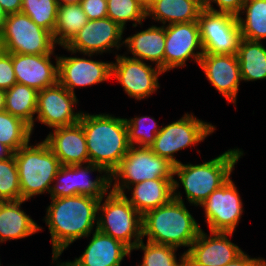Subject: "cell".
Masks as SVG:
<instances>
[{"label": "cell", "instance_id": "15", "mask_svg": "<svg viewBox=\"0 0 266 266\" xmlns=\"http://www.w3.org/2000/svg\"><path fill=\"white\" fill-rule=\"evenodd\" d=\"M203 54L197 21L166 25L164 73L187 66L189 58L198 64Z\"/></svg>", "mask_w": 266, "mask_h": 266}, {"label": "cell", "instance_id": "48", "mask_svg": "<svg viewBox=\"0 0 266 266\" xmlns=\"http://www.w3.org/2000/svg\"><path fill=\"white\" fill-rule=\"evenodd\" d=\"M254 266H266V260L261 258Z\"/></svg>", "mask_w": 266, "mask_h": 266}, {"label": "cell", "instance_id": "28", "mask_svg": "<svg viewBox=\"0 0 266 266\" xmlns=\"http://www.w3.org/2000/svg\"><path fill=\"white\" fill-rule=\"evenodd\" d=\"M245 15V19L241 16ZM238 22L241 38L254 41L266 39V0H245Z\"/></svg>", "mask_w": 266, "mask_h": 266}, {"label": "cell", "instance_id": "9", "mask_svg": "<svg viewBox=\"0 0 266 266\" xmlns=\"http://www.w3.org/2000/svg\"><path fill=\"white\" fill-rule=\"evenodd\" d=\"M215 128L211 123L195 117L193 113H185L179 120L163 125L149 148L156 155L177 165L181 161L176 159L175 153L203 142Z\"/></svg>", "mask_w": 266, "mask_h": 266}, {"label": "cell", "instance_id": "21", "mask_svg": "<svg viewBox=\"0 0 266 266\" xmlns=\"http://www.w3.org/2000/svg\"><path fill=\"white\" fill-rule=\"evenodd\" d=\"M49 132L44 141L57 156L61 165L89 163L86 137L82 125L57 127Z\"/></svg>", "mask_w": 266, "mask_h": 266}, {"label": "cell", "instance_id": "17", "mask_svg": "<svg viewBox=\"0 0 266 266\" xmlns=\"http://www.w3.org/2000/svg\"><path fill=\"white\" fill-rule=\"evenodd\" d=\"M198 65L228 104L231 102L236 105L242 81L237 54H203Z\"/></svg>", "mask_w": 266, "mask_h": 266}, {"label": "cell", "instance_id": "23", "mask_svg": "<svg viewBox=\"0 0 266 266\" xmlns=\"http://www.w3.org/2000/svg\"><path fill=\"white\" fill-rule=\"evenodd\" d=\"M26 200L0 201V243L23 239L42 231L20 207Z\"/></svg>", "mask_w": 266, "mask_h": 266}, {"label": "cell", "instance_id": "39", "mask_svg": "<svg viewBox=\"0 0 266 266\" xmlns=\"http://www.w3.org/2000/svg\"><path fill=\"white\" fill-rule=\"evenodd\" d=\"M245 0H203V8L221 13L232 14L236 17L242 11ZM212 3H215L219 9L213 8Z\"/></svg>", "mask_w": 266, "mask_h": 266}, {"label": "cell", "instance_id": "34", "mask_svg": "<svg viewBox=\"0 0 266 266\" xmlns=\"http://www.w3.org/2000/svg\"><path fill=\"white\" fill-rule=\"evenodd\" d=\"M56 0H22L21 12L52 35L57 20Z\"/></svg>", "mask_w": 266, "mask_h": 266}, {"label": "cell", "instance_id": "31", "mask_svg": "<svg viewBox=\"0 0 266 266\" xmlns=\"http://www.w3.org/2000/svg\"><path fill=\"white\" fill-rule=\"evenodd\" d=\"M31 127L7 111L0 112V142L16 152L30 142Z\"/></svg>", "mask_w": 266, "mask_h": 266}, {"label": "cell", "instance_id": "13", "mask_svg": "<svg viewBox=\"0 0 266 266\" xmlns=\"http://www.w3.org/2000/svg\"><path fill=\"white\" fill-rule=\"evenodd\" d=\"M115 59L116 62H112L111 77L116 78L130 98L144 100L158 90V78L164 73L160 68L125 54H117Z\"/></svg>", "mask_w": 266, "mask_h": 266}, {"label": "cell", "instance_id": "3", "mask_svg": "<svg viewBox=\"0 0 266 266\" xmlns=\"http://www.w3.org/2000/svg\"><path fill=\"white\" fill-rule=\"evenodd\" d=\"M79 123L84 129L89 163L110 175L130 148L125 118L82 112Z\"/></svg>", "mask_w": 266, "mask_h": 266}, {"label": "cell", "instance_id": "27", "mask_svg": "<svg viewBox=\"0 0 266 266\" xmlns=\"http://www.w3.org/2000/svg\"><path fill=\"white\" fill-rule=\"evenodd\" d=\"M37 93L35 88L15 83L5 94V111L27 123L32 133L35 126Z\"/></svg>", "mask_w": 266, "mask_h": 266}, {"label": "cell", "instance_id": "4", "mask_svg": "<svg viewBox=\"0 0 266 266\" xmlns=\"http://www.w3.org/2000/svg\"><path fill=\"white\" fill-rule=\"evenodd\" d=\"M243 152L234 148L202 164L193 165L181 162L174 165L173 175H177L180 182L173 179V190H177L182 185L186 200L190 205L199 206L230 178L235 165L243 156Z\"/></svg>", "mask_w": 266, "mask_h": 266}, {"label": "cell", "instance_id": "49", "mask_svg": "<svg viewBox=\"0 0 266 266\" xmlns=\"http://www.w3.org/2000/svg\"><path fill=\"white\" fill-rule=\"evenodd\" d=\"M146 7L153 1V0H140Z\"/></svg>", "mask_w": 266, "mask_h": 266}, {"label": "cell", "instance_id": "12", "mask_svg": "<svg viewBox=\"0 0 266 266\" xmlns=\"http://www.w3.org/2000/svg\"><path fill=\"white\" fill-rule=\"evenodd\" d=\"M231 177L199 205L204 209L209 231L232 232L240 221L243 203Z\"/></svg>", "mask_w": 266, "mask_h": 266}, {"label": "cell", "instance_id": "37", "mask_svg": "<svg viewBox=\"0 0 266 266\" xmlns=\"http://www.w3.org/2000/svg\"><path fill=\"white\" fill-rule=\"evenodd\" d=\"M49 194L50 198L76 195L75 165H61L55 175Z\"/></svg>", "mask_w": 266, "mask_h": 266}, {"label": "cell", "instance_id": "33", "mask_svg": "<svg viewBox=\"0 0 266 266\" xmlns=\"http://www.w3.org/2000/svg\"><path fill=\"white\" fill-rule=\"evenodd\" d=\"M130 146L149 148L162 126H157L154 118L149 116H136L125 118Z\"/></svg>", "mask_w": 266, "mask_h": 266}, {"label": "cell", "instance_id": "40", "mask_svg": "<svg viewBox=\"0 0 266 266\" xmlns=\"http://www.w3.org/2000/svg\"><path fill=\"white\" fill-rule=\"evenodd\" d=\"M80 6L88 20L107 17V0H82Z\"/></svg>", "mask_w": 266, "mask_h": 266}, {"label": "cell", "instance_id": "5", "mask_svg": "<svg viewBox=\"0 0 266 266\" xmlns=\"http://www.w3.org/2000/svg\"><path fill=\"white\" fill-rule=\"evenodd\" d=\"M21 188V199L28 201L36 195L50 192L60 161L43 140L35 145L29 142L14 152Z\"/></svg>", "mask_w": 266, "mask_h": 266}, {"label": "cell", "instance_id": "24", "mask_svg": "<svg viewBox=\"0 0 266 266\" xmlns=\"http://www.w3.org/2000/svg\"><path fill=\"white\" fill-rule=\"evenodd\" d=\"M131 198L123 194L143 216L146 212L165 205L173 198V179H152L132 185Z\"/></svg>", "mask_w": 266, "mask_h": 266}, {"label": "cell", "instance_id": "1", "mask_svg": "<svg viewBox=\"0 0 266 266\" xmlns=\"http://www.w3.org/2000/svg\"><path fill=\"white\" fill-rule=\"evenodd\" d=\"M44 221L48 226L52 243V260L58 259L76 240L88 237L98 225L100 200L88 195L50 198Z\"/></svg>", "mask_w": 266, "mask_h": 266}, {"label": "cell", "instance_id": "45", "mask_svg": "<svg viewBox=\"0 0 266 266\" xmlns=\"http://www.w3.org/2000/svg\"><path fill=\"white\" fill-rule=\"evenodd\" d=\"M7 17H8V14L4 10L3 6L0 4V34L3 30L4 23L6 22Z\"/></svg>", "mask_w": 266, "mask_h": 266}, {"label": "cell", "instance_id": "20", "mask_svg": "<svg viewBox=\"0 0 266 266\" xmlns=\"http://www.w3.org/2000/svg\"><path fill=\"white\" fill-rule=\"evenodd\" d=\"M131 252L122 242L95 227L83 254L73 261H58V266H121L124 257H130Z\"/></svg>", "mask_w": 266, "mask_h": 266}, {"label": "cell", "instance_id": "44", "mask_svg": "<svg viewBox=\"0 0 266 266\" xmlns=\"http://www.w3.org/2000/svg\"><path fill=\"white\" fill-rule=\"evenodd\" d=\"M13 153L14 152L9 147L0 142V160L11 157Z\"/></svg>", "mask_w": 266, "mask_h": 266}, {"label": "cell", "instance_id": "35", "mask_svg": "<svg viewBox=\"0 0 266 266\" xmlns=\"http://www.w3.org/2000/svg\"><path fill=\"white\" fill-rule=\"evenodd\" d=\"M141 249L143 254V260L138 266H176L180 259L177 261L175 247L155 244L147 241L144 244L143 239L132 249Z\"/></svg>", "mask_w": 266, "mask_h": 266}, {"label": "cell", "instance_id": "43", "mask_svg": "<svg viewBox=\"0 0 266 266\" xmlns=\"http://www.w3.org/2000/svg\"><path fill=\"white\" fill-rule=\"evenodd\" d=\"M179 258L176 266H197L186 253L181 254Z\"/></svg>", "mask_w": 266, "mask_h": 266}, {"label": "cell", "instance_id": "2", "mask_svg": "<svg viewBox=\"0 0 266 266\" xmlns=\"http://www.w3.org/2000/svg\"><path fill=\"white\" fill-rule=\"evenodd\" d=\"M181 191L173 190V198L163 206L142 216V238L175 248L188 247L198 237L201 227L186 208Z\"/></svg>", "mask_w": 266, "mask_h": 266}, {"label": "cell", "instance_id": "47", "mask_svg": "<svg viewBox=\"0 0 266 266\" xmlns=\"http://www.w3.org/2000/svg\"><path fill=\"white\" fill-rule=\"evenodd\" d=\"M5 94L6 90L0 89V112L5 110Z\"/></svg>", "mask_w": 266, "mask_h": 266}, {"label": "cell", "instance_id": "6", "mask_svg": "<svg viewBox=\"0 0 266 266\" xmlns=\"http://www.w3.org/2000/svg\"><path fill=\"white\" fill-rule=\"evenodd\" d=\"M173 174L174 164L168 159L156 155L150 148L130 146L127 154L109 175L110 190L125 194V190L132 185L145 180L174 179Z\"/></svg>", "mask_w": 266, "mask_h": 266}, {"label": "cell", "instance_id": "32", "mask_svg": "<svg viewBox=\"0 0 266 266\" xmlns=\"http://www.w3.org/2000/svg\"><path fill=\"white\" fill-rule=\"evenodd\" d=\"M107 17L124 30L128 21L136 28L147 18L146 6L140 0H107Z\"/></svg>", "mask_w": 266, "mask_h": 266}, {"label": "cell", "instance_id": "42", "mask_svg": "<svg viewBox=\"0 0 266 266\" xmlns=\"http://www.w3.org/2000/svg\"><path fill=\"white\" fill-rule=\"evenodd\" d=\"M0 4L7 14L21 12L22 0H0Z\"/></svg>", "mask_w": 266, "mask_h": 266}, {"label": "cell", "instance_id": "11", "mask_svg": "<svg viewBox=\"0 0 266 266\" xmlns=\"http://www.w3.org/2000/svg\"><path fill=\"white\" fill-rule=\"evenodd\" d=\"M124 29L110 18L88 20L79 32L65 45L62 46L71 54L82 53L88 57L93 55L111 53L112 48L123 45Z\"/></svg>", "mask_w": 266, "mask_h": 266}, {"label": "cell", "instance_id": "10", "mask_svg": "<svg viewBox=\"0 0 266 266\" xmlns=\"http://www.w3.org/2000/svg\"><path fill=\"white\" fill-rule=\"evenodd\" d=\"M197 22L204 54H237L241 31L236 16L203 8Z\"/></svg>", "mask_w": 266, "mask_h": 266}, {"label": "cell", "instance_id": "14", "mask_svg": "<svg viewBox=\"0 0 266 266\" xmlns=\"http://www.w3.org/2000/svg\"><path fill=\"white\" fill-rule=\"evenodd\" d=\"M77 103L76 95L57 82L38 91L35 122L51 129L77 124L82 115V111H74Z\"/></svg>", "mask_w": 266, "mask_h": 266}, {"label": "cell", "instance_id": "30", "mask_svg": "<svg viewBox=\"0 0 266 266\" xmlns=\"http://www.w3.org/2000/svg\"><path fill=\"white\" fill-rule=\"evenodd\" d=\"M95 171L104 174L103 176L99 174L92 180L88 176ZM75 181L76 195H88L100 200L110 190L109 174L101 166L92 163H87L86 166L75 165Z\"/></svg>", "mask_w": 266, "mask_h": 266}, {"label": "cell", "instance_id": "46", "mask_svg": "<svg viewBox=\"0 0 266 266\" xmlns=\"http://www.w3.org/2000/svg\"><path fill=\"white\" fill-rule=\"evenodd\" d=\"M58 6L80 4L82 0H56Z\"/></svg>", "mask_w": 266, "mask_h": 266}, {"label": "cell", "instance_id": "29", "mask_svg": "<svg viewBox=\"0 0 266 266\" xmlns=\"http://www.w3.org/2000/svg\"><path fill=\"white\" fill-rule=\"evenodd\" d=\"M87 22L88 18L80 4L58 6L53 32L55 44L65 46Z\"/></svg>", "mask_w": 266, "mask_h": 266}, {"label": "cell", "instance_id": "16", "mask_svg": "<svg viewBox=\"0 0 266 266\" xmlns=\"http://www.w3.org/2000/svg\"><path fill=\"white\" fill-rule=\"evenodd\" d=\"M112 75V62L58 56V82L75 95V88L103 83Z\"/></svg>", "mask_w": 266, "mask_h": 266}, {"label": "cell", "instance_id": "22", "mask_svg": "<svg viewBox=\"0 0 266 266\" xmlns=\"http://www.w3.org/2000/svg\"><path fill=\"white\" fill-rule=\"evenodd\" d=\"M166 26L152 25L123 40L134 59L150 61L164 72Z\"/></svg>", "mask_w": 266, "mask_h": 266}, {"label": "cell", "instance_id": "7", "mask_svg": "<svg viewBox=\"0 0 266 266\" xmlns=\"http://www.w3.org/2000/svg\"><path fill=\"white\" fill-rule=\"evenodd\" d=\"M107 194L105 201L101 198L98 205L97 229L122 242L132 251L143 239L142 215L123 194L111 190Z\"/></svg>", "mask_w": 266, "mask_h": 266}, {"label": "cell", "instance_id": "41", "mask_svg": "<svg viewBox=\"0 0 266 266\" xmlns=\"http://www.w3.org/2000/svg\"><path fill=\"white\" fill-rule=\"evenodd\" d=\"M261 258H251L246 252H242L237 258L224 266H254Z\"/></svg>", "mask_w": 266, "mask_h": 266}, {"label": "cell", "instance_id": "26", "mask_svg": "<svg viewBox=\"0 0 266 266\" xmlns=\"http://www.w3.org/2000/svg\"><path fill=\"white\" fill-rule=\"evenodd\" d=\"M237 57L242 81L266 79V48L262 41L241 38Z\"/></svg>", "mask_w": 266, "mask_h": 266}, {"label": "cell", "instance_id": "19", "mask_svg": "<svg viewBox=\"0 0 266 266\" xmlns=\"http://www.w3.org/2000/svg\"><path fill=\"white\" fill-rule=\"evenodd\" d=\"M54 54H17L12 53V64L17 83L37 91L50 87L58 82V56L56 64H52Z\"/></svg>", "mask_w": 266, "mask_h": 266}, {"label": "cell", "instance_id": "25", "mask_svg": "<svg viewBox=\"0 0 266 266\" xmlns=\"http://www.w3.org/2000/svg\"><path fill=\"white\" fill-rule=\"evenodd\" d=\"M202 9L203 0H153L146 7V17H153L163 26L188 23L197 21Z\"/></svg>", "mask_w": 266, "mask_h": 266}, {"label": "cell", "instance_id": "8", "mask_svg": "<svg viewBox=\"0 0 266 266\" xmlns=\"http://www.w3.org/2000/svg\"><path fill=\"white\" fill-rule=\"evenodd\" d=\"M53 35L38 26L28 15L18 12L8 14L0 34V49L17 54H53Z\"/></svg>", "mask_w": 266, "mask_h": 266}, {"label": "cell", "instance_id": "36", "mask_svg": "<svg viewBox=\"0 0 266 266\" xmlns=\"http://www.w3.org/2000/svg\"><path fill=\"white\" fill-rule=\"evenodd\" d=\"M21 200L18 168L14 158L0 160V201Z\"/></svg>", "mask_w": 266, "mask_h": 266}, {"label": "cell", "instance_id": "18", "mask_svg": "<svg viewBox=\"0 0 266 266\" xmlns=\"http://www.w3.org/2000/svg\"><path fill=\"white\" fill-rule=\"evenodd\" d=\"M232 235V232L212 231L208 235L201 229L186 254L197 266H224L243 252L229 239Z\"/></svg>", "mask_w": 266, "mask_h": 266}, {"label": "cell", "instance_id": "38", "mask_svg": "<svg viewBox=\"0 0 266 266\" xmlns=\"http://www.w3.org/2000/svg\"><path fill=\"white\" fill-rule=\"evenodd\" d=\"M17 83L12 64V53L0 49V89H10Z\"/></svg>", "mask_w": 266, "mask_h": 266}]
</instances>
